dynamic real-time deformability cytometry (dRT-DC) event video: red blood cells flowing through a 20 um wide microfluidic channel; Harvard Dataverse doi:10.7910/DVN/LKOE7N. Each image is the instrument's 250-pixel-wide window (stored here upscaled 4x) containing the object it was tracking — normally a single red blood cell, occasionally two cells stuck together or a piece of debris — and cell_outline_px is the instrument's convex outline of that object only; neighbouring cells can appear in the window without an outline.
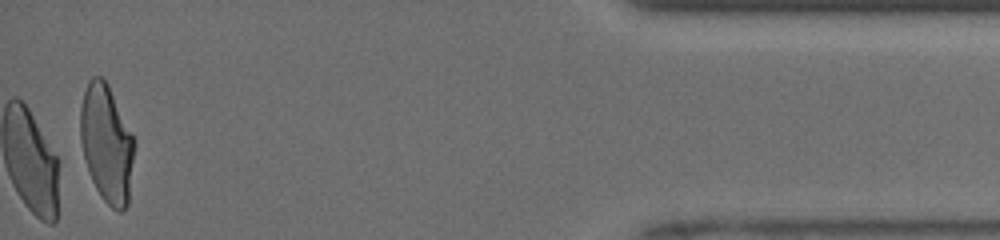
{"species": "human", "species_latin": "Homo sapiens", "temperature_condition": "room temperature", "stored_images_in_passage": 27, "camera_frame_rate_fps": 3000, "um_per_image_px": 0.085, "donor": {"sex": "male"}, "frame": {"image": 1, "passage_image": 27, "time_ms": 13.0, "image_size_px": [1000, 240], "cell_outline_px": [[136, 144], [128, 204], [120, 212], [116, 212], [100, 196], [92, 180], [84, 156], [80, 140], [80, 108], [84, 92], [88, 80], [92, 76], [100, 76], [108, 84], [136, 140]], "centroid_in_image_um": [9.09, 12.2], "position_along_channel_um": 426.1, "area_um2": 37.34}, "authors_computed_cell_mechanics": {"area_um2": 37.3388, "velocity_mm_per_s": 4.1089, "shape_relaxation_time_tau1_ms": 6.9019, "shape_relaxation_time_tau2_ms": 0.9045, "deformation_change_tau1": 0.1917, "deformation_change_tau2": 0.0617}}